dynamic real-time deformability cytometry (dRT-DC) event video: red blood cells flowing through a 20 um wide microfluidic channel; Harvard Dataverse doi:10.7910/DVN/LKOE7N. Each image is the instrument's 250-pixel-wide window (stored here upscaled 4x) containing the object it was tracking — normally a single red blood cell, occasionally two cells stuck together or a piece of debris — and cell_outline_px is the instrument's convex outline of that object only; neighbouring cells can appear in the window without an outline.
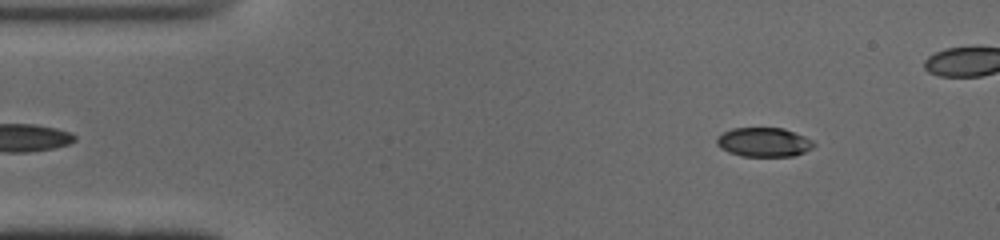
{"species": "common noctule bat (a hibernating species)", "species_latin": "Nyctalus noctula", "temperature_condition": "cold", "stored_images_in_passage": 41, "camera_frame_rate_fps": 3000, "um_per_image_px": 0.085, "animal": {"sex": "male", "body_mass_g": 19.0, "forearm_length_mm": 50.8}, "frame": {"image": 1, "passage_image": 2, "time_ms": 0.333, "image_size_px": [1000, 240], "cell_outline_px": [[816, 144], [812, 148], [804, 152], [792, 156], [740, 156], [728, 152], [720, 148], [716, 144], [716, 136], [732, 128], [784, 128], [804, 136], [812, 140]], "centroid_in_image_um": [64.9, 12.08], "position_along_channel_um": 20.1, "area_um2": 16.59}}
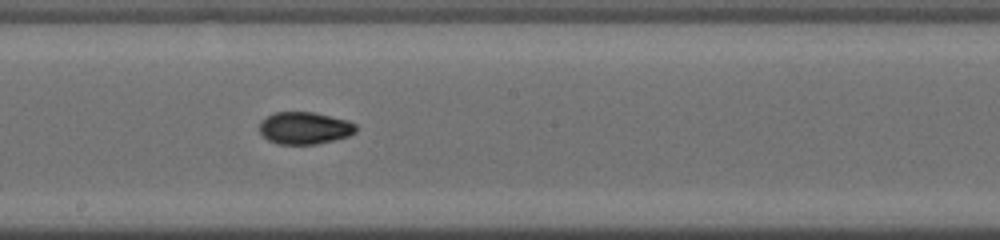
{"frame": {"image": 2, "passage_image": 23, "time_ms": 7.333, "image_size_px": [1000, 240], "cell_outline_px": [[356, 132], [348, 136], [316, 144], [276, 144], [268, 140], [260, 132], [260, 120], [276, 112], [312, 112], [348, 120], [356, 124]], "centroid_in_image_um": [25.88, 10.88], "position_along_channel_um": 222.3, "area_um2": 18.03}}
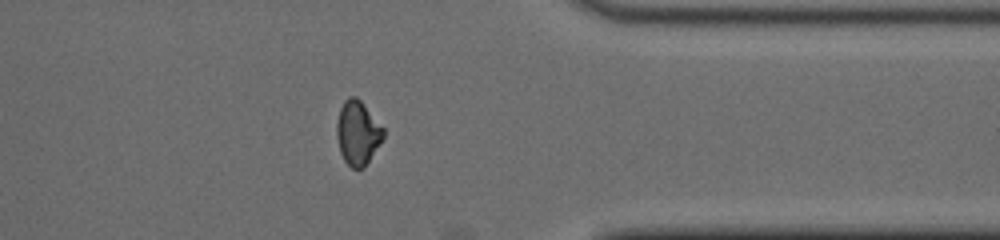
{"frame": {"image": 3, "passage_image": 36, "time_ms": 11.667, "image_size_px": [1000, 240], "cell_outline_px": [[384, 136], [364, 168], [352, 168], [344, 160], [340, 152], [336, 136], [336, 124], [340, 108], [344, 100], [348, 96], [356, 96], [360, 100], [384, 128]], "centroid_in_image_um": [30.38, 11.28], "position_along_channel_um": 381.0, "area_um2": 17.34}, "authors_computed_cell_mechanics": {"area_um2": 17.5134, "velocity_mm_per_s": 3.9425, "shape_relaxation_time_tau1_ms": 3.9118, "shape_relaxation_time_tau2_ms": 3.3604, "deformation_change_tau1": 0.1405, "deformation_change_tau2": 0.0568}}